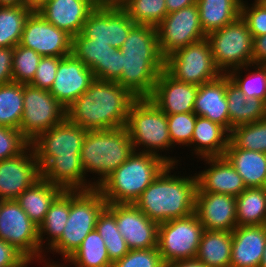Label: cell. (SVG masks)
<instances>
[{
	"label": "cell",
	"mask_w": 266,
	"mask_h": 267,
	"mask_svg": "<svg viewBox=\"0 0 266 267\" xmlns=\"http://www.w3.org/2000/svg\"><path fill=\"white\" fill-rule=\"evenodd\" d=\"M63 57H42L37 67L33 80L29 83L37 88L50 91L58 69L59 61Z\"/></svg>",
	"instance_id": "cell-48"
},
{
	"label": "cell",
	"mask_w": 266,
	"mask_h": 267,
	"mask_svg": "<svg viewBox=\"0 0 266 267\" xmlns=\"http://www.w3.org/2000/svg\"><path fill=\"white\" fill-rule=\"evenodd\" d=\"M159 48L164 58L176 50L206 38L197 4L169 13L156 26Z\"/></svg>",
	"instance_id": "cell-13"
},
{
	"label": "cell",
	"mask_w": 266,
	"mask_h": 267,
	"mask_svg": "<svg viewBox=\"0 0 266 267\" xmlns=\"http://www.w3.org/2000/svg\"><path fill=\"white\" fill-rule=\"evenodd\" d=\"M165 70L178 81L197 86L221 75L213 61L207 38L180 48L166 57Z\"/></svg>",
	"instance_id": "cell-10"
},
{
	"label": "cell",
	"mask_w": 266,
	"mask_h": 267,
	"mask_svg": "<svg viewBox=\"0 0 266 267\" xmlns=\"http://www.w3.org/2000/svg\"><path fill=\"white\" fill-rule=\"evenodd\" d=\"M102 0H48L37 12L72 38L80 34L89 14Z\"/></svg>",
	"instance_id": "cell-22"
},
{
	"label": "cell",
	"mask_w": 266,
	"mask_h": 267,
	"mask_svg": "<svg viewBox=\"0 0 266 267\" xmlns=\"http://www.w3.org/2000/svg\"><path fill=\"white\" fill-rule=\"evenodd\" d=\"M107 1L115 5H120L124 0H107Z\"/></svg>",
	"instance_id": "cell-59"
},
{
	"label": "cell",
	"mask_w": 266,
	"mask_h": 267,
	"mask_svg": "<svg viewBox=\"0 0 266 267\" xmlns=\"http://www.w3.org/2000/svg\"><path fill=\"white\" fill-rule=\"evenodd\" d=\"M23 114V84L0 85V126L19 130Z\"/></svg>",
	"instance_id": "cell-38"
},
{
	"label": "cell",
	"mask_w": 266,
	"mask_h": 267,
	"mask_svg": "<svg viewBox=\"0 0 266 267\" xmlns=\"http://www.w3.org/2000/svg\"><path fill=\"white\" fill-rule=\"evenodd\" d=\"M203 231L195 212L159 224L157 247L164 264L195 259Z\"/></svg>",
	"instance_id": "cell-9"
},
{
	"label": "cell",
	"mask_w": 266,
	"mask_h": 267,
	"mask_svg": "<svg viewBox=\"0 0 266 267\" xmlns=\"http://www.w3.org/2000/svg\"><path fill=\"white\" fill-rule=\"evenodd\" d=\"M66 118V108L48 90L23 84V114L19 130L29 142Z\"/></svg>",
	"instance_id": "cell-11"
},
{
	"label": "cell",
	"mask_w": 266,
	"mask_h": 267,
	"mask_svg": "<svg viewBox=\"0 0 266 267\" xmlns=\"http://www.w3.org/2000/svg\"><path fill=\"white\" fill-rule=\"evenodd\" d=\"M119 6L135 24L153 27L168 14L165 0H124Z\"/></svg>",
	"instance_id": "cell-41"
},
{
	"label": "cell",
	"mask_w": 266,
	"mask_h": 267,
	"mask_svg": "<svg viewBox=\"0 0 266 267\" xmlns=\"http://www.w3.org/2000/svg\"><path fill=\"white\" fill-rule=\"evenodd\" d=\"M197 0H165L167 12L172 13L182 8L191 6L196 3Z\"/></svg>",
	"instance_id": "cell-53"
},
{
	"label": "cell",
	"mask_w": 266,
	"mask_h": 267,
	"mask_svg": "<svg viewBox=\"0 0 266 267\" xmlns=\"http://www.w3.org/2000/svg\"><path fill=\"white\" fill-rule=\"evenodd\" d=\"M112 267H165L158 247L151 249H132Z\"/></svg>",
	"instance_id": "cell-46"
},
{
	"label": "cell",
	"mask_w": 266,
	"mask_h": 267,
	"mask_svg": "<svg viewBox=\"0 0 266 267\" xmlns=\"http://www.w3.org/2000/svg\"><path fill=\"white\" fill-rule=\"evenodd\" d=\"M228 142L229 132L223 126L205 117H196L190 151L197 159L223 156Z\"/></svg>",
	"instance_id": "cell-27"
},
{
	"label": "cell",
	"mask_w": 266,
	"mask_h": 267,
	"mask_svg": "<svg viewBox=\"0 0 266 267\" xmlns=\"http://www.w3.org/2000/svg\"><path fill=\"white\" fill-rule=\"evenodd\" d=\"M242 0H197L203 31L208 34L240 17Z\"/></svg>",
	"instance_id": "cell-34"
},
{
	"label": "cell",
	"mask_w": 266,
	"mask_h": 267,
	"mask_svg": "<svg viewBox=\"0 0 266 267\" xmlns=\"http://www.w3.org/2000/svg\"><path fill=\"white\" fill-rule=\"evenodd\" d=\"M194 113L219 123L230 132V119L226 98V74L199 86L194 102Z\"/></svg>",
	"instance_id": "cell-25"
},
{
	"label": "cell",
	"mask_w": 266,
	"mask_h": 267,
	"mask_svg": "<svg viewBox=\"0 0 266 267\" xmlns=\"http://www.w3.org/2000/svg\"><path fill=\"white\" fill-rule=\"evenodd\" d=\"M107 202L97 189L70 191V212L61 237L46 251L68 259L95 229L97 220Z\"/></svg>",
	"instance_id": "cell-7"
},
{
	"label": "cell",
	"mask_w": 266,
	"mask_h": 267,
	"mask_svg": "<svg viewBox=\"0 0 266 267\" xmlns=\"http://www.w3.org/2000/svg\"><path fill=\"white\" fill-rule=\"evenodd\" d=\"M13 47H0V85L13 82L12 64H13Z\"/></svg>",
	"instance_id": "cell-50"
},
{
	"label": "cell",
	"mask_w": 266,
	"mask_h": 267,
	"mask_svg": "<svg viewBox=\"0 0 266 267\" xmlns=\"http://www.w3.org/2000/svg\"><path fill=\"white\" fill-rule=\"evenodd\" d=\"M229 141L236 148L266 153V117L234 127L229 132Z\"/></svg>",
	"instance_id": "cell-42"
},
{
	"label": "cell",
	"mask_w": 266,
	"mask_h": 267,
	"mask_svg": "<svg viewBox=\"0 0 266 267\" xmlns=\"http://www.w3.org/2000/svg\"><path fill=\"white\" fill-rule=\"evenodd\" d=\"M63 190L43 178L27 188L17 199L20 207L38 227L43 222L51 203Z\"/></svg>",
	"instance_id": "cell-29"
},
{
	"label": "cell",
	"mask_w": 266,
	"mask_h": 267,
	"mask_svg": "<svg viewBox=\"0 0 266 267\" xmlns=\"http://www.w3.org/2000/svg\"><path fill=\"white\" fill-rule=\"evenodd\" d=\"M125 127L134 151L156 155L171 165L182 161L167 154L173 151L167 115L150 98H136L131 103Z\"/></svg>",
	"instance_id": "cell-5"
},
{
	"label": "cell",
	"mask_w": 266,
	"mask_h": 267,
	"mask_svg": "<svg viewBox=\"0 0 266 267\" xmlns=\"http://www.w3.org/2000/svg\"><path fill=\"white\" fill-rule=\"evenodd\" d=\"M252 58L253 64L266 63V34L254 37Z\"/></svg>",
	"instance_id": "cell-52"
},
{
	"label": "cell",
	"mask_w": 266,
	"mask_h": 267,
	"mask_svg": "<svg viewBox=\"0 0 266 267\" xmlns=\"http://www.w3.org/2000/svg\"><path fill=\"white\" fill-rule=\"evenodd\" d=\"M134 152L126 127L108 130H87L80 152L85 176L94 174L93 189Z\"/></svg>",
	"instance_id": "cell-6"
},
{
	"label": "cell",
	"mask_w": 266,
	"mask_h": 267,
	"mask_svg": "<svg viewBox=\"0 0 266 267\" xmlns=\"http://www.w3.org/2000/svg\"><path fill=\"white\" fill-rule=\"evenodd\" d=\"M23 0H0V6H22Z\"/></svg>",
	"instance_id": "cell-57"
},
{
	"label": "cell",
	"mask_w": 266,
	"mask_h": 267,
	"mask_svg": "<svg viewBox=\"0 0 266 267\" xmlns=\"http://www.w3.org/2000/svg\"><path fill=\"white\" fill-rule=\"evenodd\" d=\"M260 267H266V244H265L264 253H263V258H262Z\"/></svg>",
	"instance_id": "cell-58"
},
{
	"label": "cell",
	"mask_w": 266,
	"mask_h": 267,
	"mask_svg": "<svg viewBox=\"0 0 266 267\" xmlns=\"http://www.w3.org/2000/svg\"><path fill=\"white\" fill-rule=\"evenodd\" d=\"M209 165L196 172L198 189L196 193H221L237 197L245 189L242 177L224 156L201 158Z\"/></svg>",
	"instance_id": "cell-20"
},
{
	"label": "cell",
	"mask_w": 266,
	"mask_h": 267,
	"mask_svg": "<svg viewBox=\"0 0 266 267\" xmlns=\"http://www.w3.org/2000/svg\"><path fill=\"white\" fill-rule=\"evenodd\" d=\"M47 254H45L39 261H37L38 263H42V262H44V264L43 265H45V266H43V267H72V265H73V267H76L74 264H72V263H70L69 261H68V259H63L62 261H64V263H61L60 264V262H54V260L52 261H50L49 259L50 258H45V257H47L46 256ZM42 260V261H41ZM48 260V261H47ZM67 263V264H66ZM66 264V265H65ZM69 264V265H68Z\"/></svg>",
	"instance_id": "cell-56"
},
{
	"label": "cell",
	"mask_w": 266,
	"mask_h": 267,
	"mask_svg": "<svg viewBox=\"0 0 266 267\" xmlns=\"http://www.w3.org/2000/svg\"><path fill=\"white\" fill-rule=\"evenodd\" d=\"M165 267H207L196 259L179 260L165 264Z\"/></svg>",
	"instance_id": "cell-54"
},
{
	"label": "cell",
	"mask_w": 266,
	"mask_h": 267,
	"mask_svg": "<svg viewBox=\"0 0 266 267\" xmlns=\"http://www.w3.org/2000/svg\"><path fill=\"white\" fill-rule=\"evenodd\" d=\"M197 115L194 112L167 115L168 130L173 149L176 145L191 148V139Z\"/></svg>",
	"instance_id": "cell-44"
},
{
	"label": "cell",
	"mask_w": 266,
	"mask_h": 267,
	"mask_svg": "<svg viewBox=\"0 0 266 267\" xmlns=\"http://www.w3.org/2000/svg\"><path fill=\"white\" fill-rule=\"evenodd\" d=\"M94 80L92 70L71 54L59 61L55 80L49 92L67 109Z\"/></svg>",
	"instance_id": "cell-18"
},
{
	"label": "cell",
	"mask_w": 266,
	"mask_h": 267,
	"mask_svg": "<svg viewBox=\"0 0 266 267\" xmlns=\"http://www.w3.org/2000/svg\"><path fill=\"white\" fill-rule=\"evenodd\" d=\"M31 12L23 6H0V47L14 48L19 44Z\"/></svg>",
	"instance_id": "cell-37"
},
{
	"label": "cell",
	"mask_w": 266,
	"mask_h": 267,
	"mask_svg": "<svg viewBox=\"0 0 266 267\" xmlns=\"http://www.w3.org/2000/svg\"><path fill=\"white\" fill-rule=\"evenodd\" d=\"M174 169H179L178 164H168L134 203L149 219L158 224L195 212L198 189L196 173L193 176H181Z\"/></svg>",
	"instance_id": "cell-3"
},
{
	"label": "cell",
	"mask_w": 266,
	"mask_h": 267,
	"mask_svg": "<svg viewBox=\"0 0 266 267\" xmlns=\"http://www.w3.org/2000/svg\"><path fill=\"white\" fill-rule=\"evenodd\" d=\"M135 25L119 5L102 0L89 14L81 33L95 42L120 49Z\"/></svg>",
	"instance_id": "cell-14"
},
{
	"label": "cell",
	"mask_w": 266,
	"mask_h": 267,
	"mask_svg": "<svg viewBox=\"0 0 266 267\" xmlns=\"http://www.w3.org/2000/svg\"><path fill=\"white\" fill-rule=\"evenodd\" d=\"M167 165L156 155L134 151L97 189L107 204H134Z\"/></svg>",
	"instance_id": "cell-4"
},
{
	"label": "cell",
	"mask_w": 266,
	"mask_h": 267,
	"mask_svg": "<svg viewBox=\"0 0 266 267\" xmlns=\"http://www.w3.org/2000/svg\"><path fill=\"white\" fill-rule=\"evenodd\" d=\"M195 213L204 230L232 232L237 227L234 196L221 193H196Z\"/></svg>",
	"instance_id": "cell-21"
},
{
	"label": "cell",
	"mask_w": 266,
	"mask_h": 267,
	"mask_svg": "<svg viewBox=\"0 0 266 267\" xmlns=\"http://www.w3.org/2000/svg\"><path fill=\"white\" fill-rule=\"evenodd\" d=\"M48 0H23L22 6L31 10L32 12H37L41 9Z\"/></svg>",
	"instance_id": "cell-55"
},
{
	"label": "cell",
	"mask_w": 266,
	"mask_h": 267,
	"mask_svg": "<svg viewBox=\"0 0 266 267\" xmlns=\"http://www.w3.org/2000/svg\"><path fill=\"white\" fill-rule=\"evenodd\" d=\"M246 188H266V153L236 148L230 141L223 155Z\"/></svg>",
	"instance_id": "cell-26"
},
{
	"label": "cell",
	"mask_w": 266,
	"mask_h": 267,
	"mask_svg": "<svg viewBox=\"0 0 266 267\" xmlns=\"http://www.w3.org/2000/svg\"><path fill=\"white\" fill-rule=\"evenodd\" d=\"M95 229L102 237L112 263L129 252L130 249L118 230L116 218L107 208L99 215Z\"/></svg>",
	"instance_id": "cell-40"
},
{
	"label": "cell",
	"mask_w": 266,
	"mask_h": 267,
	"mask_svg": "<svg viewBox=\"0 0 266 267\" xmlns=\"http://www.w3.org/2000/svg\"><path fill=\"white\" fill-rule=\"evenodd\" d=\"M243 72H245L244 76ZM227 75L247 99L257 98L266 102V70L261 64L240 67L230 71Z\"/></svg>",
	"instance_id": "cell-39"
},
{
	"label": "cell",
	"mask_w": 266,
	"mask_h": 267,
	"mask_svg": "<svg viewBox=\"0 0 266 267\" xmlns=\"http://www.w3.org/2000/svg\"><path fill=\"white\" fill-rule=\"evenodd\" d=\"M266 244V224L237 226L232 231L230 267H260Z\"/></svg>",
	"instance_id": "cell-24"
},
{
	"label": "cell",
	"mask_w": 266,
	"mask_h": 267,
	"mask_svg": "<svg viewBox=\"0 0 266 267\" xmlns=\"http://www.w3.org/2000/svg\"><path fill=\"white\" fill-rule=\"evenodd\" d=\"M237 226L266 224V188H246L236 197Z\"/></svg>",
	"instance_id": "cell-35"
},
{
	"label": "cell",
	"mask_w": 266,
	"mask_h": 267,
	"mask_svg": "<svg viewBox=\"0 0 266 267\" xmlns=\"http://www.w3.org/2000/svg\"><path fill=\"white\" fill-rule=\"evenodd\" d=\"M30 264L20 251L0 239V267H27Z\"/></svg>",
	"instance_id": "cell-49"
},
{
	"label": "cell",
	"mask_w": 266,
	"mask_h": 267,
	"mask_svg": "<svg viewBox=\"0 0 266 267\" xmlns=\"http://www.w3.org/2000/svg\"><path fill=\"white\" fill-rule=\"evenodd\" d=\"M76 267H112L106 245L96 229L91 231L82 244L68 258Z\"/></svg>",
	"instance_id": "cell-36"
},
{
	"label": "cell",
	"mask_w": 266,
	"mask_h": 267,
	"mask_svg": "<svg viewBox=\"0 0 266 267\" xmlns=\"http://www.w3.org/2000/svg\"><path fill=\"white\" fill-rule=\"evenodd\" d=\"M264 68H265V70H266V63H263V64H261Z\"/></svg>",
	"instance_id": "cell-60"
},
{
	"label": "cell",
	"mask_w": 266,
	"mask_h": 267,
	"mask_svg": "<svg viewBox=\"0 0 266 267\" xmlns=\"http://www.w3.org/2000/svg\"><path fill=\"white\" fill-rule=\"evenodd\" d=\"M19 45L33 49L42 57L72 54V37L46 21L38 12H31L27 18Z\"/></svg>",
	"instance_id": "cell-15"
},
{
	"label": "cell",
	"mask_w": 266,
	"mask_h": 267,
	"mask_svg": "<svg viewBox=\"0 0 266 267\" xmlns=\"http://www.w3.org/2000/svg\"><path fill=\"white\" fill-rule=\"evenodd\" d=\"M232 232L204 230L196 260L207 267H230Z\"/></svg>",
	"instance_id": "cell-30"
},
{
	"label": "cell",
	"mask_w": 266,
	"mask_h": 267,
	"mask_svg": "<svg viewBox=\"0 0 266 267\" xmlns=\"http://www.w3.org/2000/svg\"><path fill=\"white\" fill-rule=\"evenodd\" d=\"M29 145L20 130L0 126V161L17 156Z\"/></svg>",
	"instance_id": "cell-47"
},
{
	"label": "cell",
	"mask_w": 266,
	"mask_h": 267,
	"mask_svg": "<svg viewBox=\"0 0 266 267\" xmlns=\"http://www.w3.org/2000/svg\"><path fill=\"white\" fill-rule=\"evenodd\" d=\"M240 16L248 25L253 38L266 34V0H254L251 4L242 0Z\"/></svg>",
	"instance_id": "cell-45"
},
{
	"label": "cell",
	"mask_w": 266,
	"mask_h": 267,
	"mask_svg": "<svg viewBox=\"0 0 266 267\" xmlns=\"http://www.w3.org/2000/svg\"><path fill=\"white\" fill-rule=\"evenodd\" d=\"M69 212L70 191L63 190L51 203L43 222L38 227L39 244L42 252L45 251L46 253V250L61 237L68 221Z\"/></svg>",
	"instance_id": "cell-32"
},
{
	"label": "cell",
	"mask_w": 266,
	"mask_h": 267,
	"mask_svg": "<svg viewBox=\"0 0 266 267\" xmlns=\"http://www.w3.org/2000/svg\"><path fill=\"white\" fill-rule=\"evenodd\" d=\"M199 86L178 81L165 69L159 74L149 97L166 115L194 112Z\"/></svg>",
	"instance_id": "cell-19"
},
{
	"label": "cell",
	"mask_w": 266,
	"mask_h": 267,
	"mask_svg": "<svg viewBox=\"0 0 266 267\" xmlns=\"http://www.w3.org/2000/svg\"><path fill=\"white\" fill-rule=\"evenodd\" d=\"M213 61L221 74L253 64V35L241 18L206 35Z\"/></svg>",
	"instance_id": "cell-8"
},
{
	"label": "cell",
	"mask_w": 266,
	"mask_h": 267,
	"mask_svg": "<svg viewBox=\"0 0 266 267\" xmlns=\"http://www.w3.org/2000/svg\"><path fill=\"white\" fill-rule=\"evenodd\" d=\"M122 75L116 81L135 98H149L159 74L165 69V60L125 59L122 53Z\"/></svg>",
	"instance_id": "cell-23"
},
{
	"label": "cell",
	"mask_w": 266,
	"mask_h": 267,
	"mask_svg": "<svg viewBox=\"0 0 266 267\" xmlns=\"http://www.w3.org/2000/svg\"><path fill=\"white\" fill-rule=\"evenodd\" d=\"M0 239L14 246L31 263L39 261L45 255L40 250L38 226L30 220L16 200L1 201Z\"/></svg>",
	"instance_id": "cell-12"
},
{
	"label": "cell",
	"mask_w": 266,
	"mask_h": 267,
	"mask_svg": "<svg viewBox=\"0 0 266 267\" xmlns=\"http://www.w3.org/2000/svg\"><path fill=\"white\" fill-rule=\"evenodd\" d=\"M125 59L165 60L159 48L156 27L136 24L120 48Z\"/></svg>",
	"instance_id": "cell-31"
},
{
	"label": "cell",
	"mask_w": 266,
	"mask_h": 267,
	"mask_svg": "<svg viewBox=\"0 0 266 267\" xmlns=\"http://www.w3.org/2000/svg\"><path fill=\"white\" fill-rule=\"evenodd\" d=\"M41 58L33 49L16 45L12 64L13 82L29 84L35 76Z\"/></svg>",
	"instance_id": "cell-43"
},
{
	"label": "cell",
	"mask_w": 266,
	"mask_h": 267,
	"mask_svg": "<svg viewBox=\"0 0 266 267\" xmlns=\"http://www.w3.org/2000/svg\"><path fill=\"white\" fill-rule=\"evenodd\" d=\"M122 51L116 49L110 54L109 68L99 79L101 81H117L122 75Z\"/></svg>",
	"instance_id": "cell-51"
},
{
	"label": "cell",
	"mask_w": 266,
	"mask_h": 267,
	"mask_svg": "<svg viewBox=\"0 0 266 267\" xmlns=\"http://www.w3.org/2000/svg\"><path fill=\"white\" fill-rule=\"evenodd\" d=\"M41 178V170L29 145L22 153L0 161V199L16 200Z\"/></svg>",
	"instance_id": "cell-17"
},
{
	"label": "cell",
	"mask_w": 266,
	"mask_h": 267,
	"mask_svg": "<svg viewBox=\"0 0 266 267\" xmlns=\"http://www.w3.org/2000/svg\"><path fill=\"white\" fill-rule=\"evenodd\" d=\"M226 98L230 119V131L239 125L256 122L266 117V102L247 97L226 74Z\"/></svg>",
	"instance_id": "cell-28"
},
{
	"label": "cell",
	"mask_w": 266,
	"mask_h": 267,
	"mask_svg": "<svg viewBox=\"0 0 266 267\" xmlns=\"http://www.w3.org/2000/svg\"><path fill=\"white\" fill-rule=\"evenodd\" d=\"M136 98L116 81L95 79L67 109V119L86 130L122 128Z\"/></svg>",
	"instance_id": "cell-2"
},
{
	"label": "cell",
	"mask_w": 266,
	"mask_h": 267,
	"mask_svg": "<svg viewBox=\"0 0 266 267\" xmlns=\"http://www.w3.org/2000/svg\"><path fill=\"white\" fill-rule=\"evenodd\" d=\"M115 50L108 43L95 42L82 33L72 38V54L92 70L95 79H100L107 72L110 54Z\"/></svg>",
	"instance_id": "cell-33"
},
{
	"label": "cell",
	"mask_w": 266,
	"mask_h": 267,
	"mask_svg": "<svg viewBox=\"0 0 266 267\" xmlns=\"http://www.w3.org/2000/svg\"><path fill=\"white\" fill-rule=\"evenodd\" d=\"M115 216L118 230L132 249H151L158 246L159 224L149 219L134 204H107Z\"/></svg>",
	"instance_id": "cell-16"
},
{
	"label": "cell",
	"mask_w": 266,
	"mask_h": 267,
	"mask_svg": "<svg viewBox=\"0 0 266 267\" xmlns=\"http://www.w3.org/2000/svg\"><path fill=\"white\" fill-rule=\"evenodd\" d=\"M86 134V129L66 118L31 141L41 178L64 191L93 189L95 177L86 178L80 158Z\"/></svg>",
	"instance_id": "cell-1"
}]
</instances>
